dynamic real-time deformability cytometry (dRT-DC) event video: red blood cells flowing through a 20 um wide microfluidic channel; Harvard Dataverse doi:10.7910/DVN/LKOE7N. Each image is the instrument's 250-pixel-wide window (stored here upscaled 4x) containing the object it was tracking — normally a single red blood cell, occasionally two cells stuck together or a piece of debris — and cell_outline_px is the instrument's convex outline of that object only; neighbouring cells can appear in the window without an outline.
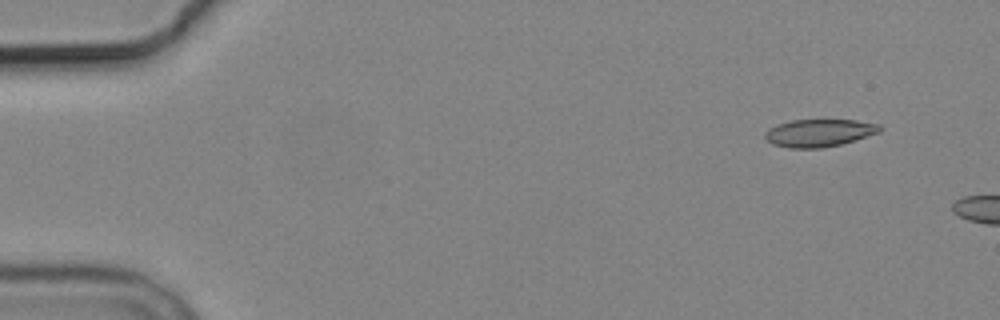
{"species": "common noctule bat (a hibernating species)", "species_latin": "Nyctalus noctula", "temperature_condition": "cold", "stored_images_in_passage": 5, "camera_frame_rate_fps": 3000, "um_per_image_px": 0.085, "animal": {"sex": "male", "body_mass_g": 19.2, "forearm_length_mm": 51.8}, "frame": {"image": 1, "passage_image": 1, "time_ms": 0.0, "image_size_px": [1000, 320], "cell_outline_px": [[880, 132], [840, 144], [820, 148], [788, 148], [772, 144], [764, 140], [764, 132], [768, 128], [776, 124], [792, 120], [856, 120], [880, 124]], "centroid_in_image_um": [69.55, 11.29], "position_along_channel_um": 15.5, "area_um2": 18.5}}
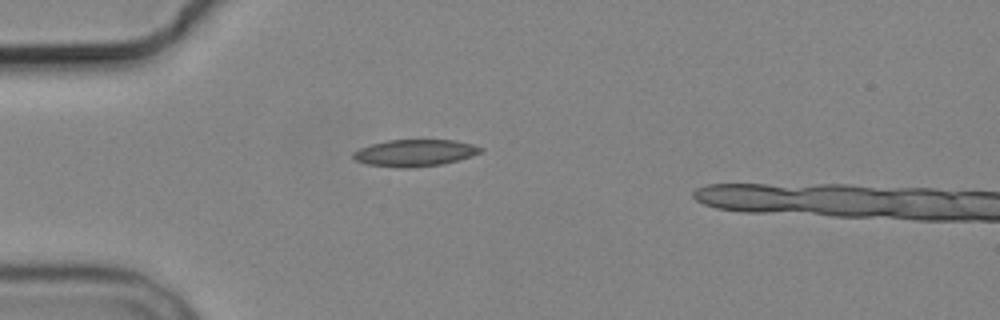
{"frame": {"image": 2, "passage_image": 4, "time_ms": 3.667, "image_size_px": [1000, 320], "cell_outline_px": [[484, 148], [480, 152], [472, 156], [444, 164], [412, 168], [396, 168], [368, 164], [356, 160], [352, 156], [352, 152], [360, 148], [372, 144], [388, 140], [456, 140], [472, 144]], "centroid_in_image_um": [35.27, 13.0], "position_along_channel_um": 49.7, "area_um2": 20.0}}